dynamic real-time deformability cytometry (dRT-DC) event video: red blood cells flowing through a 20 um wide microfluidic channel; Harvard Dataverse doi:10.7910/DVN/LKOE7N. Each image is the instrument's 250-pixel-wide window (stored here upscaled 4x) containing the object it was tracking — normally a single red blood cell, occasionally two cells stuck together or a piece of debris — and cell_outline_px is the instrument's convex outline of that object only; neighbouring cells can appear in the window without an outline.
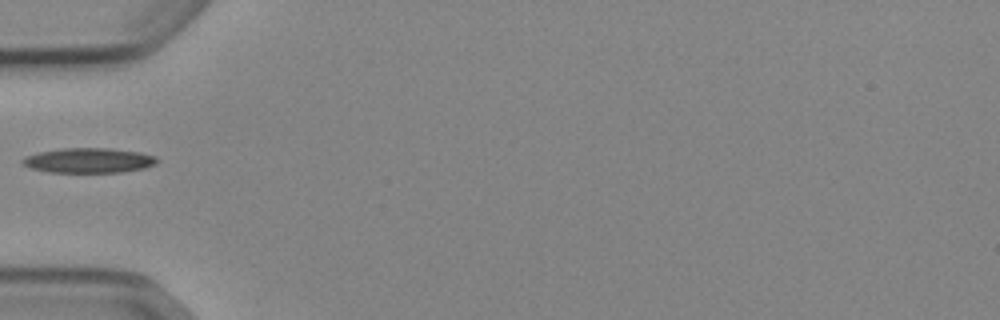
{"species": "Egyptian fruit bat (a non-hibernating species)", "species_latin": "Rousettus aegyptiacus", "temperature_condition": "cold", "stored_images_in_passage": 18, "camera_frame_rate_fps": 3000, "um_per_image_px": 0.085, "animal": {"sex": "female"}, "frame": {"image": 1, "passage_image": 1, "time_ms": 0.0, "image_size_px": [1000, 320], "cell_outline_px": [[160, 160], [156, 164], [144, 168], [120, 172], [48, 172], [32, 168], [24, 164], [20, 160], [28, 156], [40, 152], [64, 148], [112, 148], [140, 152], [156, 156]], "centroid_in_image_um": [7.61, 13.63], "position_along_channel_um": 77.4, "area_um2": 19.42}}
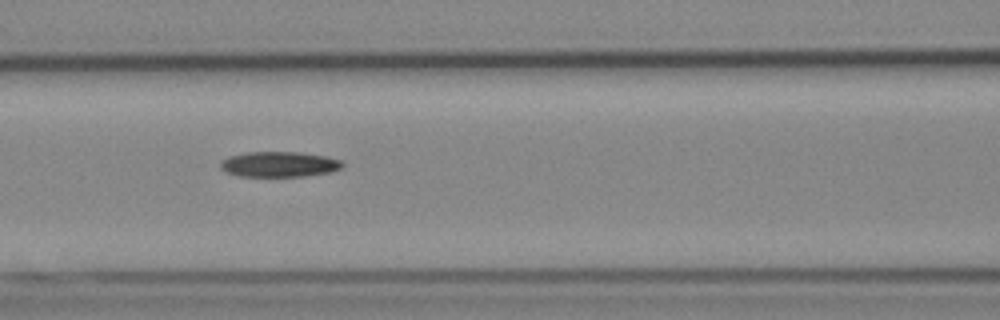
{"frame": {"image": 2, "passage_image": 6, "time_ms": 1.667, "image_size_px": [1000, 320], "cell_outline_px": [[344, 164], [340, 168], [332, 172], [304, 176], [236, 176], [220, 168], [220, 160], [228, 156], [244, 152], [300, 152], [324, 156], [340, 160]], "centroid_in_image_um": [23.69, 13.96], "position_along_channel_um": 142.9, "area_um2": 18.09}}